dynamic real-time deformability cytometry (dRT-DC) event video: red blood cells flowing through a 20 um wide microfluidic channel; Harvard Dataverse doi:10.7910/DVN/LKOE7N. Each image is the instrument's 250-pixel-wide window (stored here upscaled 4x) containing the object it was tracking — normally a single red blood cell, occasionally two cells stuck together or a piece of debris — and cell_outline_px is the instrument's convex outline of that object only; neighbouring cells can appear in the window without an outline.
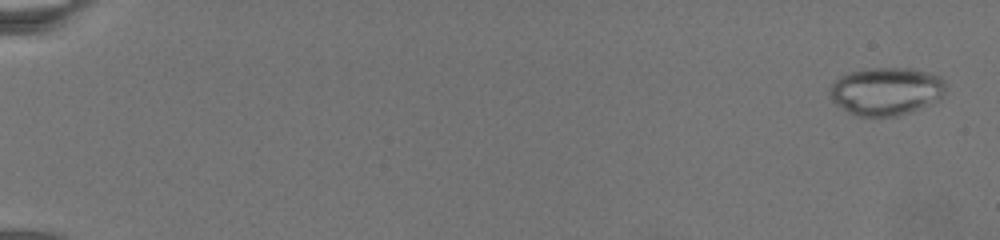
{"species": "common noctule bat (a hibernating species)", "species_latin": "Nyctalus noctula", "temperature_condition": "warm", "stored_images_in_passage": 46, "camera_frame_rate_fps": 3000, "um_per_image_px": 0.085, "animal": {"sex": "female", "body_mass_g": 19.5, "forearm_length_mm": 54.1}, "frame": {"image": 1, "passage_image": 1, "time_ms": 0.0, "image_size_px": [1000, 240], "cell_outline_px": [[948, 84], [944, 92], [940, 96], [908, 112], [896, 116], [860, 116], [844, 108], [832, 100], [828, 92], [828, 88], [836, 80], [852, 72], [872, 68], [912, 68], [940, 76]], "centroid_in_image_um": [75.32, 7.73], "position_along_channel_um": 9.7, "area_um2": 31.5}}
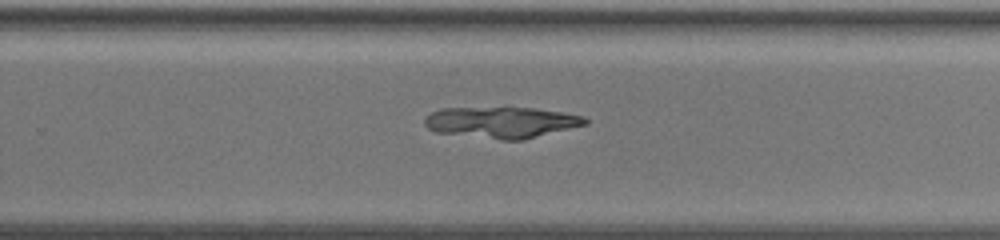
{"frame": {"image": 2, "passage_image": 25, "time_ms": 16.0, "image_size_px": [1000, 240], "cell_outline_px": [[588, 124], [524, 140], [500, 140], [436, 132], [428, 128], [424, 124], [424, 120], [432, 112], [444, 108], [536, 108], [584, 116], [588, 120]], "centroid_in_image_um": [42.66, 10.41], "position_along_channel_um": 287.1, "area_um2": 29.07}}
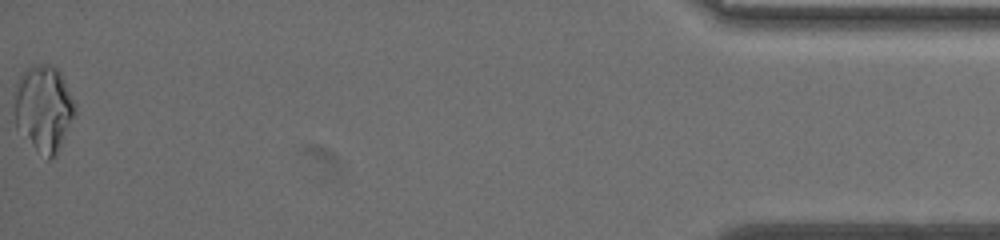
{"frame": {"image": 3, "passage_image": 46, "time_ms": 23.667, "image_size_px": [1000, 240], "cell_outline_px": [[76, 112], [56, 156], [52, 160], [48, 160], [16, 128], [16, 84], [20, 76], [28, 68], [40, 64], [52, 64], [60, 72], [76, 104]], "centroid_in_image_um": [3.75, 9.21], "position_along_channel_um": 431.5, "area_um2": 30.0}}